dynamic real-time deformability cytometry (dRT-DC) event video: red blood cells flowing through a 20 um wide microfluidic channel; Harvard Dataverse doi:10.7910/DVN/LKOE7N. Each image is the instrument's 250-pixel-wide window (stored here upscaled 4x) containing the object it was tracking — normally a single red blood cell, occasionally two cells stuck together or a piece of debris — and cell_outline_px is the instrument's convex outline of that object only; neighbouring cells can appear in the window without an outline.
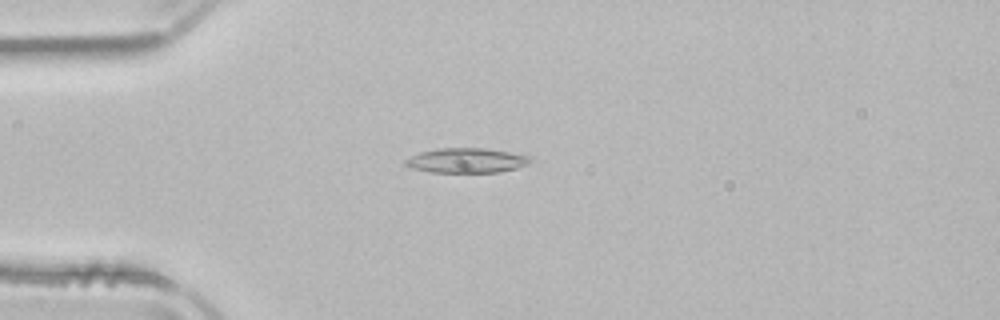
{"species": "common noctule bat (a hibernating species)", "species_latin": "Nyctalus noctula", "temperature_condition": "room temperature", "stored_images_in_passage": 52, "camera_frame_rate_fps": 3000, "um_per_image_px": 0.085, "animal": {"sex": "male", "body_mass_g": 21.5, "forearm_length_mm": 52.0}, "frame": {"image": 1, "passage_image": 14, "time_ms": 4.333, "image_size_px": [1000, 320], "cell_outline_px": [[532, 160], [528, 164], [516, 168], [500, 172], [432, 172], [412, 168], [404, 164], [404, 160], [420, 152], [440, 148], [484, 148], [532, 156]], "centroid_in_image_um": [39.67, 13.64], "position_along_channel_um": 45.3, "area_um2": 17.92}}
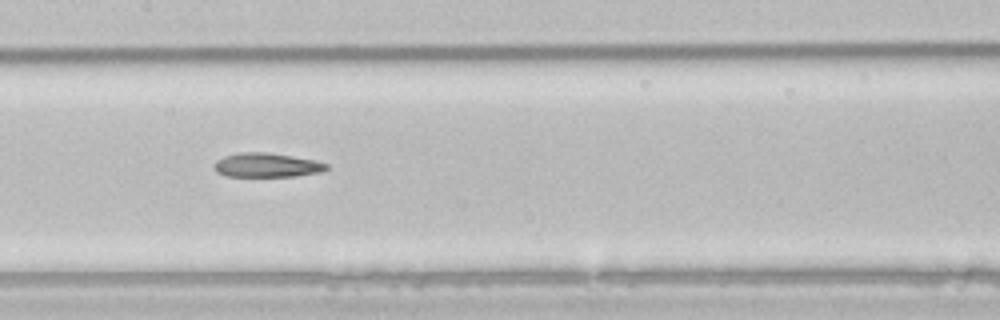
{"frame": {"image": 2, "passage_image": 26, "time_ms": 8.333, "image_size_px": [1000, 320], "cell_outline_px": [[328, 168], [324, 172], [296, 176], [224, 176], [216, 172], [216, 160], [224, 156], [240, 152], [264, 152], [292, 156], [316, 160], [328, 164]], "centroid_in_image_um": [22.72, 14.04], "position_along_channel_um": 184.7, "area_um2": 15.84}}
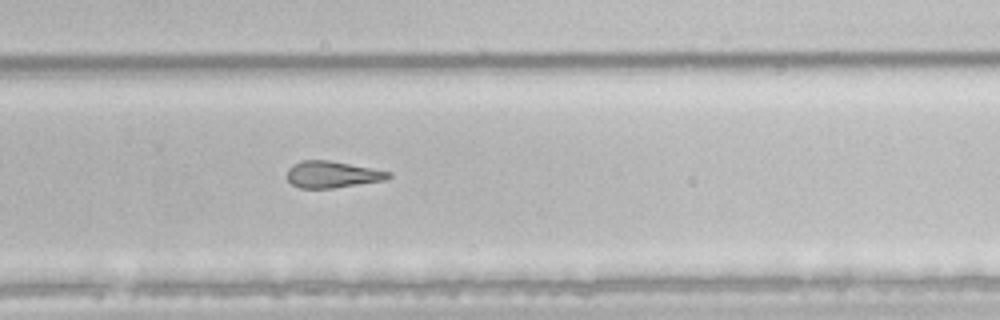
{"frame": {"image": 3, "passage_image": 35, "time_ms": 11.333, "image_size_px": [1000, 320], "cell_outline_px": [[392, 176], [388, 180], [332, 188], [300, 188], [292, 184], [288, 180], [288, 168], [292, 164], [304, 160], [328, 160], [392, 172]], "centroid_in_image_um": [28.27, 14.83], "position_along_channel_um": 301.5, "area_um2": 15.72}, "authors_computed_cell_mechanics": {"area_um2": 17.7157, "velocity_mm_per_s": 3.9205, "shape_relaxation_time_tau1_ms": null, "shape_relaxation_time_tau2_ms": 6.0986, "deformation_change_tau1": null, "deformation_change_tau2": 0.1875}}